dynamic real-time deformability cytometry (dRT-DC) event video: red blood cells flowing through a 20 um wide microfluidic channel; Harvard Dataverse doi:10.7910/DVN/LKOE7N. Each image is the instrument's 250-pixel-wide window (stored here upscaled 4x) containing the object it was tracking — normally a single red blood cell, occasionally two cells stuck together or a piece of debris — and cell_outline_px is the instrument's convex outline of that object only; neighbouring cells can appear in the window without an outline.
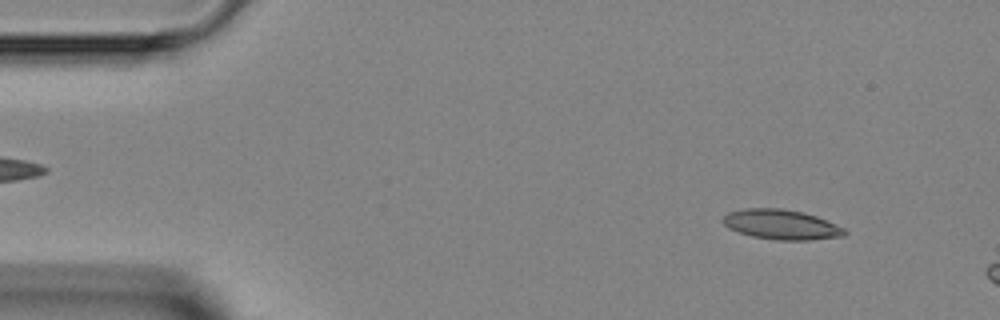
{"species": "Egyptian fruit bat (a non-hibernating species)", "species_latin": "Rousettus aegyptiacus", "temperature_condition": "room temperature", "stored_images_in_passage": 9, "camera_frame_rate_fps": 3000, "um_per_image_px": 0.085, "animal": {"sex": "female"}, "frame": {"image": 1, "passage_image": 4, "time_ms": 1.0, "image_size_px": [1000, 320], "cell_outline_px": [[848, 232], [844, 236], [808, 240], [776, 240], [752, 236], [728, 228], [720, 220], [728, 212], [744, 208], [780, 208], [804, 212], [816, 216], [844, 228]], "centroid_in_image_um": [66.39, 19.08], "position_along_channel_um": 18.6, "area_um2": 21.21}}